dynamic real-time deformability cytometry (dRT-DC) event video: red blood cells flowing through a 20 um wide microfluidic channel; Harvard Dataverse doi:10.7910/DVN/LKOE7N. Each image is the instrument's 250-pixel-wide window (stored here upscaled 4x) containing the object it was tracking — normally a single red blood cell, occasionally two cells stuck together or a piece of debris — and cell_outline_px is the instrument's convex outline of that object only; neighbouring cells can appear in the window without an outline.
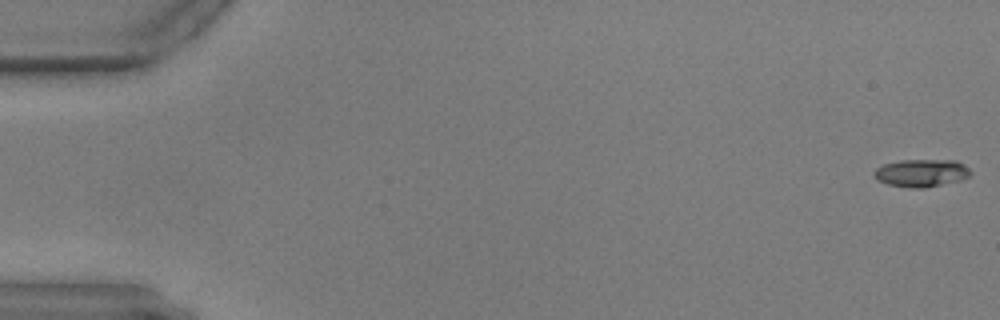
{"species": "common noctule bat (a hibernating species)", "species_latin": "Nyctalus noctula", "temperature_condition": "warm", "stored_images_in_passage": 59, "camera_frame_rate_fps": 3000, "um_per_image_px": 0.085, "animal": {"sex": "male", "body_mass_g": 17.9, "forearm_length_mm": 54.2}, "frame": {"image": 1, "passage_image": 1, "time_ms": 0.0, "image_size_px": [1000, 320], "cell_outline_px": [[972, 172], [968, 176], [960, 180], [924, 188], [908, 188], [888, 184], [876, 180], [872, 176], [872, 172], [876, 168], [884, 164], [900, 160], [956, 160], [968, 168]], "centroid_in_image_um": [78.26, 14.7], "position_along_channel_um": 6.7, "area_um2": 15.61}}
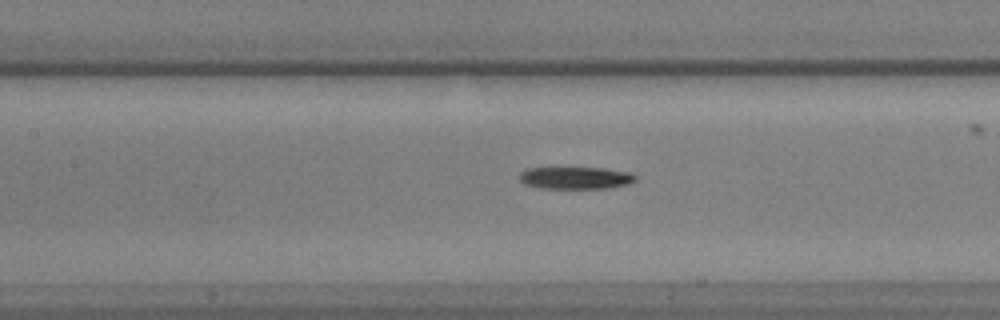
{"frame": {"image": 2, "passage_image": 27, "time_ms": 8.667, "image_size_px": [1000, 320], "cell_outline_px": [[636, 180], [628, 184], [608, 188], [540, 188], [524, 184], [520, 180], [520, 172], [524, 168], [604, 168], [628, 172], [636, 176]], "centroid_in_image_um": [48.9, 15.12], "position_along_channel_um": 158.5, "area_um2": 14.97}}
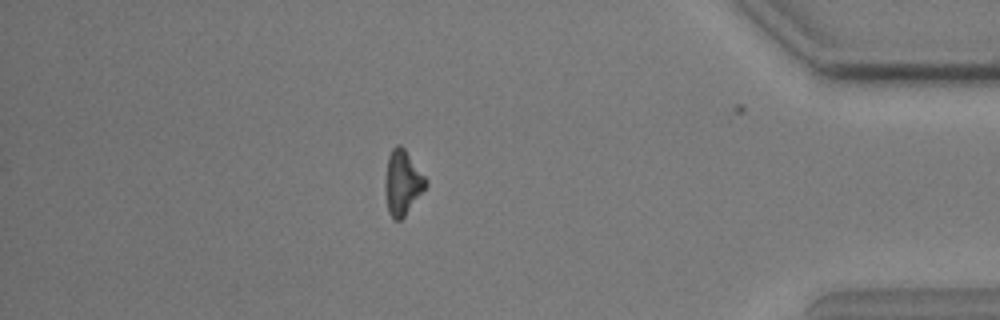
{"frame": {"image": 3, "passage_image": 51, "time_ms": 16.667, "image_size_px": [1000, 320], "cell_outline_px": [[428, 184], [404, 216], [400, 220], [392, 220], [388, 212], [384, 192], [384, 184], [388, 156], [392, 148], [396, 144], [400, 144], [404, 148], [428, 180]], "centroid_in_image_um": [34.19, 15.52], "position_along_channel_um": 401.0, "area_um2": 15.43}}